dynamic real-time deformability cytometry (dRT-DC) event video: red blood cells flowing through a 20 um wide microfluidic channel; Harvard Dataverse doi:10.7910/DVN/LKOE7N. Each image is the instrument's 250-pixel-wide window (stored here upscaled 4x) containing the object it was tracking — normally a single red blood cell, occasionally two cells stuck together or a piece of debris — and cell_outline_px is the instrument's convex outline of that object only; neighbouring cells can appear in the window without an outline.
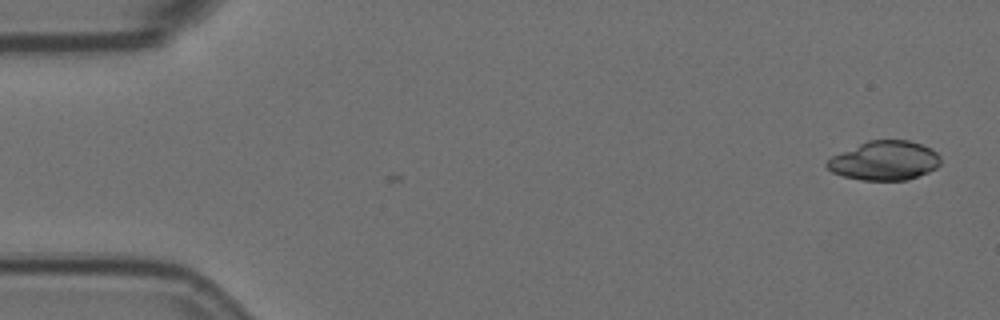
{"species": "Egyptian fruit bat (a non-hibernating species)", "species_latin": "Rousettus aegyptiacus", "temperature_condition": "room temperature", "stored_images_in_passage": 4, "camera_frame_rate_fps": 3000, "um_per_image_px": 0.085, "animal": {"sex": "female"}, "frame": {"image": 1, "passage_image": 2, "time_ms": 0.333, "image_size_px": [1000, 320], "cell_outline_px": [[940, 164], [936, 168], [928, 172], [908, 180], [860, 180], [844, 176], [832, 172], [824, 164], [832, 156], [868, 140], [908, 140], [932, 148], [940, 156]], "centroid_in_image_um": [75.2, 13.66], "position_along_channel_um": 9.8, "area_um2": 25.89}}